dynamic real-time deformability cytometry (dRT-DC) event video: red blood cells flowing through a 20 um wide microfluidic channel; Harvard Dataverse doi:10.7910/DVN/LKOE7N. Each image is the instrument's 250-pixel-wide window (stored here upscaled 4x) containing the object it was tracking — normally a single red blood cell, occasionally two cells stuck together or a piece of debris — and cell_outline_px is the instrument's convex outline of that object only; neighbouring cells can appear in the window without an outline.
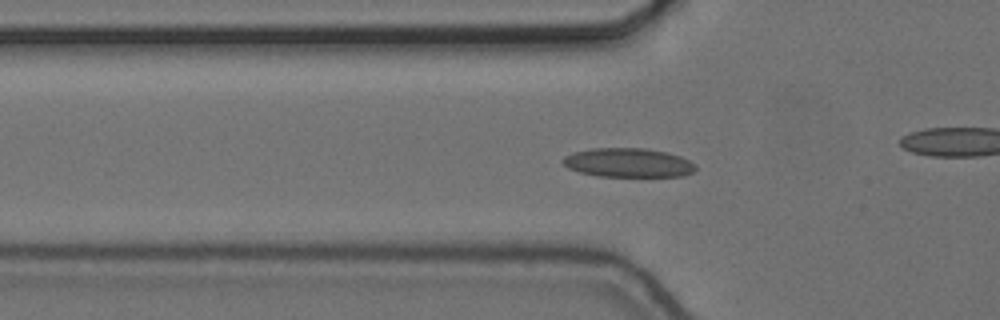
{"species": "common noctule bat (a hibernating species)", "species_latin": "Nyctalus noctula", "temperature_condition": "cold", "stored_images_in_passage": 43, "camera_frame_rate_fps": 3000, "um_per_image_px": 0.085, "animal": {"sex": "female", "body_mass_g": 24.6, "forearm_length_mm": 56.2}, "frame": {"image": 1, "passage_image": 5, "time_ms": 1.333, "image_size_px": [1000, 320], "cell_outline_px": [[696, 168], [692, 172], [684, 176], [596, 176], [580, 172], [568, 168], [560, 160], [564, 156], [572, 152], [592, 148], [644, 148], [664, 152], [680, 156], [696, 164]], "centroid_in_image_um": [53.36, 13.83], "position_along_channel_um": 72.4, "area_um2": 22.48}}
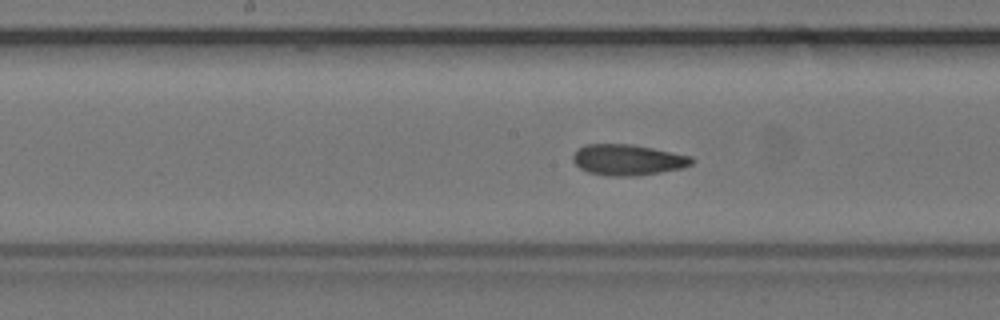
{"frame": {"image": 2, "passage_image": 15, "time_ms": 4.667, "image_size_px": [1000, 320], "cell_outline_px": [[692, 164], [680, 168], [660, 172], [636, 176], [608, 176], [588, 172], [580, 168], [572, 160], [572, 156], [576, 148], [584, 144], [632, 144], [692, 156]], "centroid_in_image_um": [53.3, 13.58], "position_along_channel_um": 194.9, "area_um2": 21.39}}
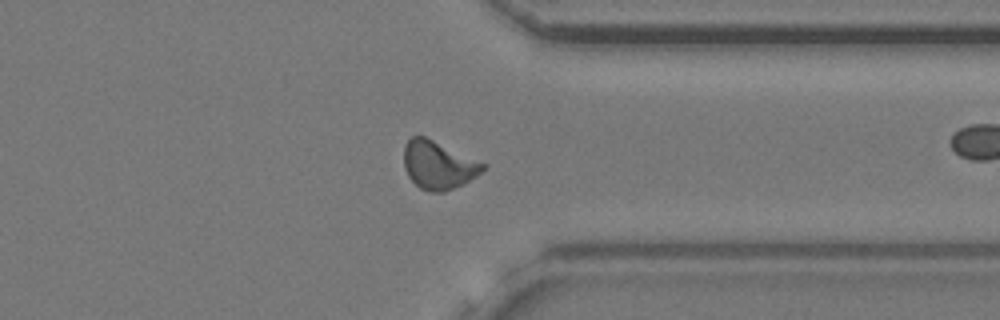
{"frame": {"image": 3, "passage_image": 30, "time_ms": 9.667, "image_size_px": [1000, 320], "cell_outline_px": [[488, 164], [476, 176], [464, 184], [444, 192], [428, 192], [420, 188], [408, 176], [404, 168], [404, 144], [412, 136], [424, 136]], "centroid_in_image_um": [37.25, 14.03], "position_along_channel_um": 374.1, "area_um2": 22.2}, "authors_computed_cell_mechanics": {"area_um2": 21.5016, "velocity_mm_per_s": 3.6408, "shape_relaxation_time_tau1_ms": null, "shape_relaxation_time_tau2_ms": 2.7723, "deformation_change_tau1": null, "deformation_change_tau2": 0.086}}